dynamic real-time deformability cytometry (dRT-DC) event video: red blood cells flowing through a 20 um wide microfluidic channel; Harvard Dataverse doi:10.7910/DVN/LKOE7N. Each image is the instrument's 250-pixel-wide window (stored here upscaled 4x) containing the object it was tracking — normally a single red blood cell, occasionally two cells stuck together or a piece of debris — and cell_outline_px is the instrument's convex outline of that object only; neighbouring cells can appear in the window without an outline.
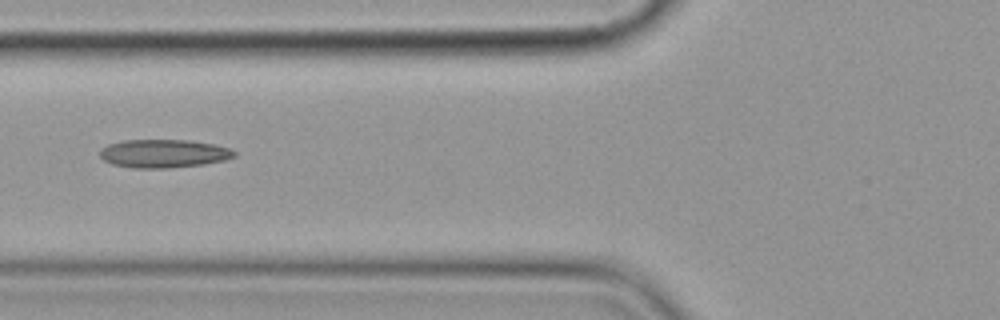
{"species": "common noctule bat (a hibernating species)", "species_latin": "Nyctalus noctula", "temperature_condition": "cold", "stored_images_in_passage": 5, "camera_frame_rate_fps": 3000, "um_per_image_px": 0.085, "animal": {"sex": "female", "body_mass_g": 19.9}, "frame": {"image": 1, "passage_image": 5, "time_ms": 4.667, "image_size_px": [1000, 320], "cell_outline_px": [[236, 156], [224, 160], [204, 164], [164, 168], [132, 168], [112, 164], [104, 160], [100, 156], [100, 148], [108, 144], [124, 140], [188, 140], [216, 144], [232, 148], [236, 152]], "centroid_in_image_um": [13.93, 13.04], "position_along_channel_um": 111.9, "area_um2": 22.31}}